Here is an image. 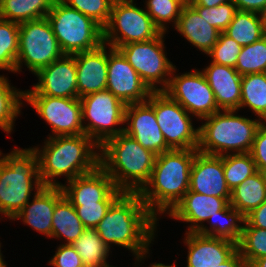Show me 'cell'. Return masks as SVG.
Wrapping results in <instances>:
<instances>
[{"mask_svg": "<svg viewBox=\"0 0 266 267\" xmlns=\"http://www.w3.org/2000/svg\"><path fill=\"white\" fill-rule=\"evenodd\" d=\"M158 223L139 193L123 192L94 229L109 248L120 246L137 258L151 248Z\"/></svg>", "mask_w": 266, "mask_h": 267, "instance_id": "6da1fadb", "label": "cell"}, {"mask_svg": "<svg viewBox=\"0 0 266 267\" xmlns=\"http://www.w3.org/2000/svg\"><path fill=\"white\" fill-rule=\"evenodd\" d=\"M42 146L33 147L39 159V174L44 186H61L90 173L99 166L100 147L86 134L46 137ZM41 147V148H40Z\"/></svg>", "mask_w": 266, "mask_h": 267, "instance_id": "7a4b0ae2", "label": "cell"}, {"mask_svg": "<svg viewBox=\"0 0 266 267\" xmlns=\"http://www.w3.org/2000/svg\"><path fill=\"white\" fill-rule=\"evenodd\" d=\"M197 149H171L156 156L149 182L139 192L147 209L160 220L189 190Z\"/></svg>", "mask_w": 266, "mask_h": 267, "instance_id": "3957f363", "label": "cell"}, {"mask_svg": "<svg viewBox=\"0 0 266 267\" xmlns=\"http://www.w3.org/2000/svg\"><path fill=\"white\" fill-rule=\"evenodd\" d=\"M156 155L125 132L107 140L99 153V166L117 189L139 193L149 182Z\"/></svg>", "mask_w": 266, "mask_h": 267, "instance_id": "277c9868", "label": "cell"}, {"mask_svg": "<svg viewBox=\"0 0 266 267\" xmlns=\"http://www.w3.org/2000/svg\"><path fill=\"white\" fill-rule=\"evenodd\" d=\"M43 187L33 147L15 146L6 154L0 150V220L11 221Z\"/></svg>", "mask_w": 266, "mask_h": 267, "instance_id": "5b68a950", "label": "cell"}, {"mask_svg": "<svg viewBox=\"0 0 266 267\" xmlns=\"http://www.w3.org/2000/svg\"><path fill=\"white\" fill-rule=\"evenodd\" d=\"M238 112L219 110L200 120L197 151L218 156L250 152L256 131L263 121L258 117L250 119Z\"/></svg>", "mask_w": 266, "mask_h": 267, "instance_id": "8992f818", "label": "cell"}, {"mask_svg": "<svg viewBox=\"0 0 266 267\" xmlns=\"http://www.w3.org/2000/svg\"><path fill=\"white\" fill-rule=\"evenodd\" d=\"M46 17L64 54L91 51L104 43L103 28L62 0H54Z\"/></svg>", "mask_w": 266, "mask_h": 267, "instance_id": "52a82bcc", "label": "cell"}, {"mask_svg": "<svg viewBox=\"0 0 266 267\" xmlns=\"http://www.w3.org/2000/svg\"><path fill=\"white\" fill-rule=\"evenodd\" d=\"M84 133L99 147L124 132L126 105L107 89L80 98Z\"/></svg>", "mask_w": 266, "mask_h": 267, "instance_id": "ba28073f", "label": "cell"}, {"mask_svg": "<svg viewBox=\"0 0 266 267\" xmlns=\"http://www.w3.org/2000/svg\"><path fill=\"white\" fill-rule=\"evenodd\" d=\"M135 1H114L109 21L103 28L104 44L117 49L129 43L153 40L162 33L145 8L138 7Z\"/></svg>", "mask_w": 266, "mask_h": 267, "instance_id": "9c48e42d", "label": "cell"}, {"mask_svg": "<svg viewBox=\"0 0 266 267\" xmlns=\"http://www.w3.org/2000/svg\"><path fill=\"white\" fill-rule=\"evenodd\" d=\"M63 55L47 17L19 24L16 74H20L22 69L27 67L29 72L35 75Z\"/></svg>", "mask_w": 266, "mask_h": 267, "instance_id": "30bf717a", "label": "cell"}, {"mask_svg": "<svg viewBox=\"0 0 266 267\" xmlns=\"http://www.w3.org/2000/svg\"><path fill=\"white\" fill-rule=\"evenodd\" d=\"M166 34L168 33L162 32L153 40L129 43L117 48L152 91H164L168 87L176 66L167 57Z\"/></svg>", "mask_w": 266, "mask_h": 267, "instance_id": "8fae6325", "label": "cell"}, {"mask_svg": "<svg viewBox=\"0 0 266 267\" xmlns=\"http://www.w3.org/2000/svg\"><path fill=\"white\" fill-rule=\"evenodd\" d=\"M147 102L154 108L156 121L170 149H197L199 126L193 116L164 91H153Z\"/></svg>", "mask_w": 266, "mask_h": 267, "instance_id": "7c38bea8", "label": "cell"}, {"mask_svg": "<svg viewBox=\"0 0 266 267\" xmlns=\"http://www.w3.org/2000/svg\"><path fill=\"white\" fill-rule=\"evenodd\" d=\"M175 66L168 87L164 90L197 121L208 117L220 109L204 74L200 69L178 73ZM178 74H177V73Z\"/></svg>", "mask_w": 266, "mask_h": 267, "instance_id": "4fadbf2b", "label": "cell"}, {"mask_svg": "<svg viewBox=\"0 0 266 267\" xmlns=\"http://www.w3.org/2000/svg\"><path fill=\"white\" fill-rule=\"evenodd\" d=\"M24 102L50 126L51 134L47 137L85 134L80 98L24 96Z\"/></svg>", "mask_w": 266, "mask_h": 267, "instance_id": "5bb4252c", "label": "cell"}, {"mask_svg": "<svg viewBox=\"0 0 266 267\" xmlns=\"http://www.w3.org/2000/svg\"><path fill=\"white\" fill-rule=\"evenodd\" d=\"M106 89L125 105L146 102L153 92L122 53L109 45Z\"/></svg>", "mask_w": 266, "mask_h": 267, "instance_id": "9a60e30c", "label": "cell"}, {"mask_svg": "<svg viewBox=\"0 0 266 267\" xmlns=\"http://www.w3.org/2000/svg\"><path fill=\"white\" fill-rule=\"evenodd\" d=\"M35 76L38 82L34 83L31 89L24 90V96L79 98L74 55L64 54L40 69Z\"/></svg>", "mask_w": 266, "mask_h": 267, "instance_id": "2e32d148", "label": "cell"}, {"mask_svg": "<svg viewBox=\"0 0 266 267\" xmlns=\"http://www.w3.org/2000/svg\"><path fill=\"white\" fill-rule=\"evenodd\" d=\"M124 132L156 156L171 150L156 121L154 108L147 101L126 105Z\"/></svg>", "mask_w": 266, "mask_h": 267, "instance_id": "e0dca14e", "label": "cell"}, {"mask_svg": "<svg viewBox=\"0 0 266 267\" xmlns=\"http://www.w3.org/2000/svg\"><path fill=\"white\" fill-rule=\"evenodd\" d=\"M60 187L70 203L114 202L123 193L100 166Z\"/></svg>", "mask_w": 266, "mask_h": 267, "instance_id": "ac0fdd59", "label": "cell"}, {"mask_svg": "<svg viewBox=\"0 0 266 267\" xmlns=\"http://www.w3.org/2000/svg\"><path fill=\"white\" fill-rule=\"evenodd\" d=\"M189 190L224 198L229 203L231 191L224 177L223 156L198 151L191 166Z\"/></svg>", "mask_w": 266, "mask_h": 267, "instance_id": "d6986e66", "label": "cell"}, {"mask_svg": "<svg viewBox=\"0 0 266 267\" xmlns=\"http://www.w3.org/2000/svg\"><path fill=\"white\" fill-rule=\"evenodd\" d=\"M182 241L188 250L186 267H217L237 251V243L197 232H185Z\"/></svg>", "mask_w": 266, "mask_h": 267, "instance_id": "ffe728a7", "label": "cell"}, {"mask_svg": "<svg viewBox=\"0 0 266 267\" xmlns=\"http://www.w3.org/2000/svg\"><path fill=\"white\" fill-rule=\"evenodd\" d=\"M228 202L224 198L203 195L188 190L183 198L167 214L174 221L186 222L187 233L197 232L209 218L217 215Z\"/></svg>", "mask_w": 266, "mask_h": 267, "instance_id": "44dd1931", "label": "cell"}, {"mask_svg": "<svg viewBox=\"0 0 266 267\" xmlns=\"http://www.w3.org/2000/svg\"><path fill=\"white\" fill-rule=\"evenodd\" d=\"M63 196L61 187L44 186L11 221L20 220L22 224L29 226L33 231L51 239L54 207Z\"/></svg>", "mask_w": 266, "mask_h": 267, "instance_id": "7402d4cb", "label": "cell"}, {"mask_svg": "<svg viewBox=\"0 0 266 267\" xmlns=\"http://www.w3.org/2000/svg\"><path fill=\"white\" fill-rule=\"evenodd\" d=\"M77 70L78 96L106 89L108 78V45L74 54Z\"/></svg>", "mask_w": 266, "mask_h": 267, "instance_id": "603a6c76", "label": "cell"}, {"mask_svg": "<svg viewBox=\"0 0 266 267\" xmlns=\"http://www.w3.org/2000/svg\"><path fill=\"white\" fill-rule=\"evenodd\" d=\"M220 110H239L242 76L230 66L208 63L202 70Z\"/></svg>", "mask_w": 266, "mask_h": 267, "instance_id": "cb8c5ba5", "label": "cell"}, {"mask_svg": "<svg viewBox=\"0 0 266 267\" xmlns=\"http://www.w3.org/2000/svg\"><path fill=\"white\" fill-rule=\"evenodd\" d=\"M192 46L207 55L217 43L220 31L202 18L198 11L186 3L174 27Z\"/></svg>", "mask_w": 266, "mask_h": 267, "instance_id": "d4e9b609", "label": "cell"}, {"mask_svg": "<svg viewBox=\"0 0 266 267\" xmlns=\"http://www.w3.org/2000/svg\"><path fill=\"white\" fill-rule=\"evenodd\" d=\"M245 221V216L228 203L221 211L217 212V215L207 219L206 223L210 226L205 223L197 233L227 239L238 244Z\"/></svg>", "mask_w": 266, "mask_h": 267, "instance_id": "484cf974", "label": "cell"}, {"mask_svg": "<svg viewBox=\"0 0 266 267\" xmlns=\"http://www.w3.org/2000/svg\"><path fill=\"white\" fill-rule=\"evenodd\" d=\"M75 207L63 196L55 205L52 217V238L61 244H72L85 230Z\"/></svg>", "mask_w": 266, "mask_h": 267, "instance_id": "4316f807", "label": "cell"}, {"mask_svg": "<svg viewBox=\"0 0 266 267\" xmlns=\"http://www.w3.org/2000/svg\"><path fill=\"white\" fill-rule=\"evenodd\" d=\"M266 200V183L258 170L231 191L229 204L244 216Z\"/></svg>", "mask_w": 266, "mask_h": 267, "instance_id": "83f0119b", "label": "cell"}, {"mask_svg": "<svg viewBox=\"0 0 266 267\" xmlns=\"http://www.w3.org/2000/svg\"><path fill=\"white\" fill-rule=\"evenodd\" d=\"M9 77L0 75V129L9 136L12 135L18 116L22 115L24 90L11 85Z\"/></svg>", "mask_w": 266, "mask_h": 267, "instance_id": "f1b7e54d", "label": "cell"}, {"mask_svg": "<svg viewBox=\"0 0 266 267\" xmlns=\"http://www.w3.org/2000/svg\"><path fill=\"white\" fill-rule=\"evenodd\" d=\"M78 252L85 267H112L108 262L109 248L95 229L86 228L83 233L72 243ZM111 252V253H110Z\"/></svg>", "mask_w": 266, "mask_h": 267, "instance_id": "f546056e", "label": "cell"}, {"mask_svg": "<svg viewBox=\"0 0 266 267\" xmlns=\"http://www.w3.org/2000/svg\"><path fill=\"white\" fill-rule=\"evenodd\" d=\"M54 0H4L0 4V18L15 23L44 18Z\"/></svg>", "mask_w": 266, "mask_h": 267, "instance_id": "4dcf8cb0", "label": "cell"}, {"mask_svg": "<svg viewBox=\"0 0 266 267\" xmlns=\"http://www.w3.org/2000/svg\"><path fill=\"white\" fill-rule=\"evenodd\" d=\"M241 89L239 111L248 107L253 115L266 122V73L242 76Z\"/></svg>", "mask_w": 266, "mask_h": 267, "instance_id": "1f68e13d", "label": "cell"}, {"mask_svg": "<svg viewBox=\"0 0 266 267\" xmlns=\"http://www.w3.org/2000/svg\"><path fill=\"white\" fill-rule=\"evenodd\" d=\"M224 33L242 47L250 45L265 36L261 15L237 10Z\"/></svg>", "mask_w": 266, "mask_h": 267, "instance_id": "d6a6232c", "label": "cell"}, {"mask_svg": "<svg viewBox=\"0 0 266 267\" xmlns=\"http://www.w3.org/2000/svg\"><path fill=\"white\" fill-rule=\"evenodd\" d=\"M19 51V24L0 18V71L16 73Z\"/></svg>", "mask_w": 266, "mask_h": 267, "instance_id": "836d02e7", "label": "cell"}, {"mask_svg": "<svg viewBox=\"0 0 266 267\" xmlns=\"http://www.w3.org/2000/svg\"><path fill=\"white\" fill-rule=\"evenodd\" d=\"M145 10L151 16L154 24L161 32H170V24L176 26L178 18L181 15L182 8L188 2L187 0H143ZM169 23V24H168ZM169 25V26H168Z\"/></svg>", "mask_w": 266, "mask_h": 267, "instance_id": "e575fe53", "label": "cell"}, {"mask_svg": "<svg viewBox=\"0 0 266 267\" xmlns=\"http://www.w3.org/2000/svg\"><path fill=\"white\" fill-rule=\"evenodd\" d=\"M223 168L230 191L258 171L250 152L223 155Z\"/></svg>", "mask_w": 266, "mask_h": 267, "instance_id": "d590c367", "label": "cell"}, {"mask_svg": "<svg viewBox=\"0 0 266 267\" xmlns=\"http://www.w3.org/2000/svg\"><path fill=\"white\" fill-rule=\"evenodd\" d=\"M235 70L241 75L266 73V35L241 48Z\"/></svg>", "mask_w": 266, "mask_h": 267, "instance_id": "8d00e7d4", "label": "cell"}, {"mask_svg": "<svg viewBox=\"0 0 266 267\" xmlns=\"http://www.w3.org/2000/svg\"><path fill=\"white\" fill-rule=\"evenodd\" d=\"M237 250L247 266L256 259L266 256V229L251 227L245 221Z\"/></svg>", "mask_w": 266, "mask_h": 267, "instance_id": "74e56055", "label": "cell"}, {"mask_svg": "<svg viewBox=\"0 0 266 267\" xmlns=\"http://www.w3.org/2000/svg\"><path fill=\"white\" fill-rule=\"evenodd\" d=\"M69 7L93 19L104 28L110 18L114 0H62Z\"/></svg>", "mask_w": 266, "mask_h": 267, "instance_id": "f35d334b", "label": "cell"}, {"mask_svg": "<svg viewBox=\"0 0 266 267\" xmlns=\"http://www.w3.org/2000/svg\"><path fill=\"white\" fill-rule=\"evenodd\" d=\"M241 48L233 38L220 32L217 43L207 56L211 62L235 68Z\"/></svg>", "mask_w": 266, "mask_h": 267, "instance_id": "ab89813d", "label": "cell"}, {"mask_svg": "<svg viewBox=\"0 0 266 267\" xmlns=\"http://www.w3.org/2000/svg\"><path fill=\"white\" fill-rule=\"evenodd\" d=\"M202 18L215 27L220 32H224L234 18L237 11L236 5L231 2L220 4L219 6L205 7L193 6Z\"/></svg>", "mask_w": 266, "mask_h": 267, "instance_id": "60d3db41", "label": "cell"}, {"mask_svg": "<svg viewBox=\"0 0 266 267\" xmlns=\"http://www.w3.org/2000/svg\"><path fill=\"white\" fill-rule=\"evenodd\" d=\"M113 202L71 203L85 228L94 229Z\"/></svg>", "mask_w": 266, "mask_h": 267, "instance_id": "b9f144b4", "label": "cell"}, {"mask_svg": "<svg viewBox=\"0 0 266 267\" xmlns=\"http://www.w3.org/2000/svg\"><path fill=\"white\" fill-rule=\"evenodd\" d=\"M51 267H85L78 252L72 244H60L55 250V254L48 260Z\"/></svg>", "mask_w": 266, "mask_h": 267, "instance_id": "7bdbcfd3", "label": "cell"}, {"mask_svg": "<svg viewBox=\"0 0 266 267\" xmlns=\"http://www.w3.org/2000/svg\"><path fill=\"white\" fill-rule=\"evenodd\" d=\"M250 154L258 170L266 168V122L258 127Z\"/></svg>", "mask_w": 266, "mask_h": 267, "instance_id": "ee69618b", "label": "cell"}, {"mask_svg": "<svg viewBox=\"0 0 266 267\" xmlns=\"http://www.w3.org/2000/svg\"><path fill=\"white\" fill-rule=\"evenodd\" d=\"M245 220L251 227L266 229V200L247 214Z\"/></svg>", "mask_w": 266, "mask_h": 267, "instance_id": "f6af8a7d", "label": "cell"}, {"mask_svg": "<svg viewBox=\"0 0 266 267\" xmlns=\"http://www.w3.org/2000/svg\"><path fill=\"white\" fill-rule=\"evenodd\" d=\"M237 10L261 14L266 8V0H233Z\"/></svg>", "mask_w": 266, "mask_h": 267, "instance_id": "bcb514c9", "label": "cell"}, {"mask_svg": "<svg viewBox=\"0 0 266 267\" xmlns=\"http://www.w3.org/2000/svg\"><path fill=\"white\" fill-rule=\"evenodd\" d=\"M217 267H247V265L237 250L228 260Z\"/></svg>", "mask_w": 266, "mask_h": 267, "instance_id": "7dc6e473", "label": "cell"}, {"mask_svg": "<svg viewBox=\"0 0 266 267\" xmlns=\"http://www.w3.org/2000/svg\"><path fill=\"white\" fill-rule=\"evenodd\" d=\"M192 6L213 7L233 0H187Z\"/></svg>", "mask_w": 266, "mask_h": 267, "instance_id": "c3c4849f", "label": "cell"}, {"mask_svg": "<svg viewBox=\"0 0 266 267\" xmlns=\"http://www.w3.org/2000/svg\"><path fill=\"white\" fill-rule=\"evenodd\" d=\"M151 249H149L148 251L142 253L139 257L134 258V267H139L142 266V263L144 264L146 258L150 257V254H152V252L150 251ZM151 252V253H150ZM144 261V262H143ZM141 263V264H140ZM112 267H116V266H112ZM133 267V266H132Z\"/></svg>", "mask_w": 266, "mask_h": 267, "instance_id": "681fc988", "label": "cell"}, {"mask_svg": "<svg viewBox=\"0 0 266 267\" xmlns=\"http://www.w3.org/2000/svg\"><path fill=\"white\" fill-rule=\"evenodd\" d=\"M250 266L251 267H266V256L256 259Z\"/></svg>", "mask_w": 266, "mask_h": 267, "instance_id": "f907efd6", "label": "cell"}, {"mask_svg": "<svg viewBox=\"0 0 266 267\" xmlns=\"http://www.w3.org/2000/svg\"><path fill=\"white\" fill-rule=\"evenodd\" d=\"M152 263V264H151ZM148 266L146 267H177V262H173V264H164L160 262H151Z\"/></svg>", "mask_w": 266, "mask_h": 267, "instance_id": "816d5d0a", "label": "cell"}, {"mask_svg": "<svg viewBox=\"0 0 266 267\" xmlns=\"http://www.w3.org/2000/svg\"><path fill=\"white\" fill-rule=\"evenodd\" d=\"M1 221V220H0ZM2 242H0V267H7V263H6V261L4 260V255H3V251H1V247H2Z\"/></svg>", "mask_w": 266, "mask_h": 267, "instance_id": "f5cc1de1", "label": "cell"}, {"mask_svg": "<svg viewBox=\"0 0 266 267\" xmlns=\"http://www.w3.org/2000/svg\"><path fill=\"white\" fill-rule=\"evenodd\" d=\"M260 15L262 18L263 30H264V33L266 35V8L262 11V13Z\"/></svg>", "mask_w": 266, "mask_h": 267, "instance_id": "db71d44e", "label": "cell"}, {"mask_svg": "<svg viewBox=\"0 0 266 267\" xmlns=\"http://www.w3.org/2000/svg\"><path fill=\"white\" fill-rule=\"evenodd\" d=\"M259 171L263 177L264 182L266 183V168H261L259 169Z\"/></svg>", "mask_w": 266, "mask_h": 267, "instance_id": "11a10c76", "label": "cell"}]
</instances>
